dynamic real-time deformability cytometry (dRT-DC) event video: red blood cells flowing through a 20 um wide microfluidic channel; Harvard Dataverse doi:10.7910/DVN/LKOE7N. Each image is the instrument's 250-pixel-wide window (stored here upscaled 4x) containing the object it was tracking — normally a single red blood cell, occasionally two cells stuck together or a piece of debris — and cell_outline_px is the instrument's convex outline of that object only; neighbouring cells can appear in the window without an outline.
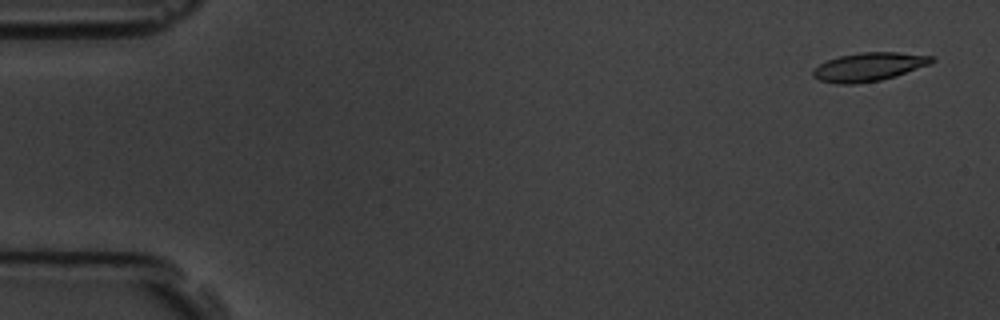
{"species": "common noctule bat (a hibernating species)", "species_latin": "Nyctalus noctula", "temperature_condition": "room temperature", "stored_images_in_passage": 5, "camera_frame_rate_fps": 3000, "um_per_image_px": 0.085, "animal": {"sex": "male", "body_mass_g": 19.5, "forearm_length_mm": 54.6}, "frame": {"image": 1, "passage_image": 1, "time_ms": 0.0, "image_size_px": [1000, 320], "cell_outline_px": [[936, 60], [932, 64], [896, 76], [880, 80], [856, 84], [840, 84], [820, 80], [812, 76], [812, 68], [828, 60], [840, 56], [860, 52], [896, 52], [936, 56]], "centroid_in_image_um": [73.9, 5.68], "position_along_channel_um": 11.1, "area_um2": 19.94}}
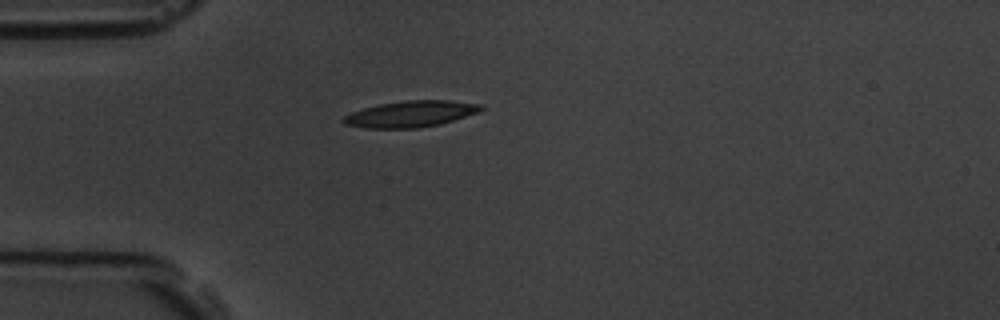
{"frame": {"image": 2, "passage_image": 4, "time_ms": 4.333, "image_size_px": [1000, 320], "cell_outline_px": [[484, 108], [476, 112], [440, 124], [416, 128], [364, 128], [344, 124], [340, 120], [344, 116], [352, 112], [364, 108], [380, 104], [404, 100], [452, 100], [484, 104]], "centroid_in_image_um": [34.89, 9.68], "position_along_channel_um": 50.1, "area_um2": 20.98}}